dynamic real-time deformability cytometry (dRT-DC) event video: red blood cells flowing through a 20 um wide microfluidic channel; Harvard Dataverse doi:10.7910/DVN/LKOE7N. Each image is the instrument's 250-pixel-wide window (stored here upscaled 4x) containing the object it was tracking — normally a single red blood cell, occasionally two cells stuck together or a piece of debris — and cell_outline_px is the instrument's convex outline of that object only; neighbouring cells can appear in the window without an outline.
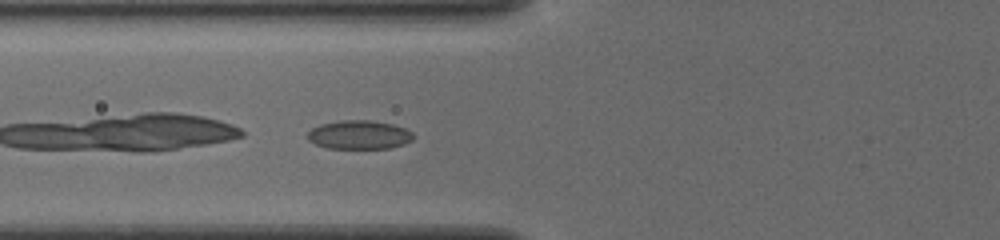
{"species": "common noctule bat (a hibernating species)", "species_latin": "Nyctalus noctula", "temperature_condition": "cold", "stored_images_in_passage": 35, "camera_frame_rate_fps": 3000, "um_per_image_px": 0.085, "animal": {"sex": "female", "body_mass_g": 19.5, "forearm_length_mm": 54.1}, "frame": {"image": 1, "passage_image": 3, "time_ms": 0.667, "image_size_px": [1000, 240], "cell_outline_px": [[412, 140], [404, 144], [392, 148], [328, 148], [316, 144], [308, 140], [308, 132], [312, 128], [320, 124], [340, 120], [368, 120], [392, 124], [404, 128], [412, 132]], "centroid_in_image_um": [30.52, 11.45], "position_along_channel_um": 95.3, "area_um2": 17.63}}
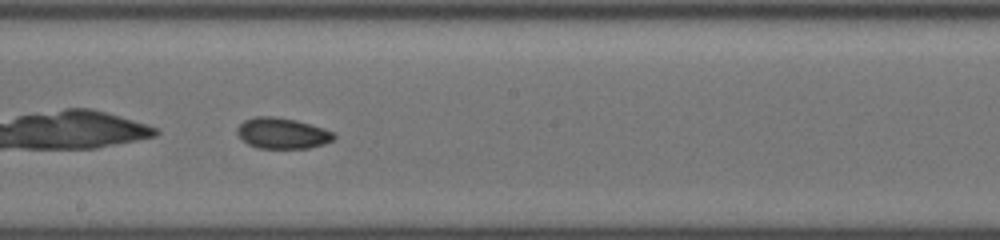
{"frame": {"image": 2, "passage_image": 13, "time_ms": 4.0, "image_size_px": [1000, 240], "cell_outline_px": [[336, 136], [332, 140], [324, 144], [308, 148], [256, 148], [248, 144], [236, 132], [236, 128], [244, 120], [256, 116], [272, 116], [296, 120], [324, 128], [332, 132]], "centroid_in_image_um": [23.98, 11.32], "position_along_channel_um": 224.2, "area_um2": 17.34}}
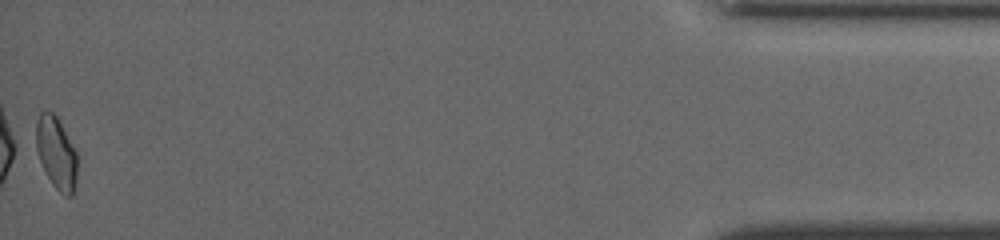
{"frame": {"image": 3, "passage_image": 35, "time_ms": 11.333, "image_size_px": [1000, 240], "cell_outline_px": [[76, 180], [72, 196], [64, 196], [52, 184], [40, 160], [36, 148], [36, 120], [40, 112], [52, 112], [56, 116], [76, 152]], "centroid_in_image_um": [4.77, 13.01], "position_along_channel_um": 430.4, "area_um2": 16.88}, "authors_computed_cell_mechanics": {"area_um2": 17.051, "velocity_mm_per_s": 3.8571, "shape_relaxation_time_tau1_ms": 6.1006, "shape_relaxation_time_tau2_ms": 3.0293, "deformation_change_tau1": 0.0934, "deformation_change_tau2": 0.0545}}